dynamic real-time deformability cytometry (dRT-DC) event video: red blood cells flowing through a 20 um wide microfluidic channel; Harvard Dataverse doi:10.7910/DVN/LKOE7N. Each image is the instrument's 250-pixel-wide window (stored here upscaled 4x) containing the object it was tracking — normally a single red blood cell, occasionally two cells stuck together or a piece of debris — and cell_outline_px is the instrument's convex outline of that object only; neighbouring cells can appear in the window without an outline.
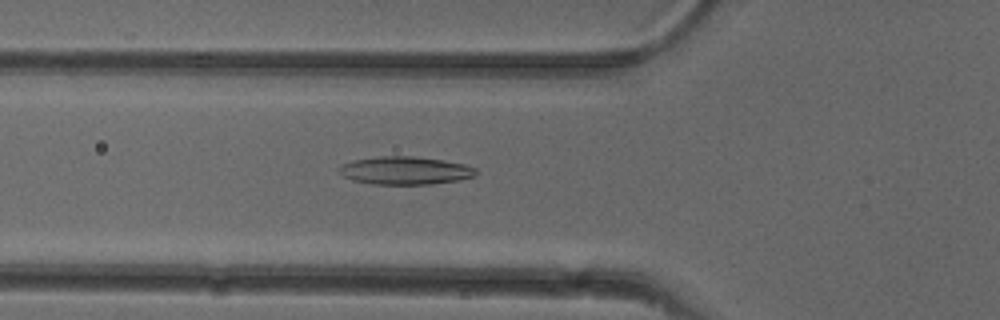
{"species": "common noctule bat (a hibernating species)", "species_latin": "Nyctalus noctula", "temperature_condition": "cold", "stored_images_in_passage": 50, "camera_frame_rate_fps": 3000, "um_per_image_px": 0.085, "animal": {"sex": "female"}, "frame": {"image": 1, "passage_image": 17, "time_ms": 5.333, "image_size_px": [1000, 320], "cell_outline_px": [[480, 172], [472, 176], [460, 180], [432, 184], [372, 184], [352, 180], [344, 176], [336, 168], [340, 164], [356, 160], [380, 156], [412, 156], [440, 160], [464, 164], [476, 168]], "centroid_in_image_um": [34.43, 14.5], "position_along_channel_um": 91.4, "area_um2": 22.25}}
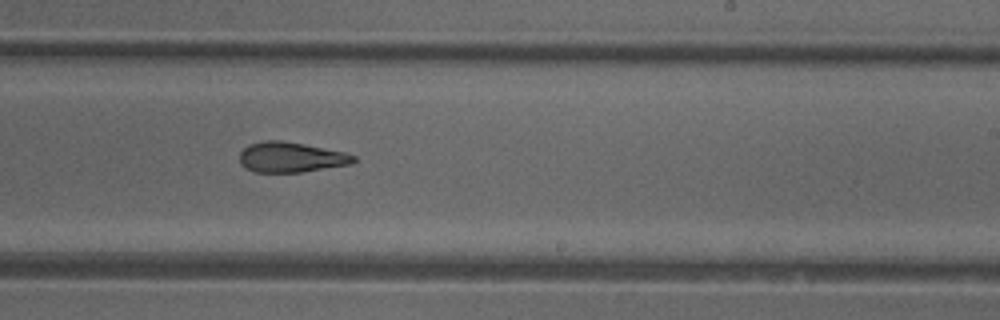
{"frame": {"image": 2, "passage_image": 30, "time_ms": 9.667, "image_size_px": [1000, 320], "cell_outline_px": [[356, 160], [352, 164], [300, 172], [256, 172], [240, 164], [240, 152], [248, 144], [264, 140], [280, 140], [304, 144], [344, 152], [356, 156]], "centroid_in_image_um": [24.73, 13.35], "position_along_channel_um": 264.3, "area_um2": 20.0}}
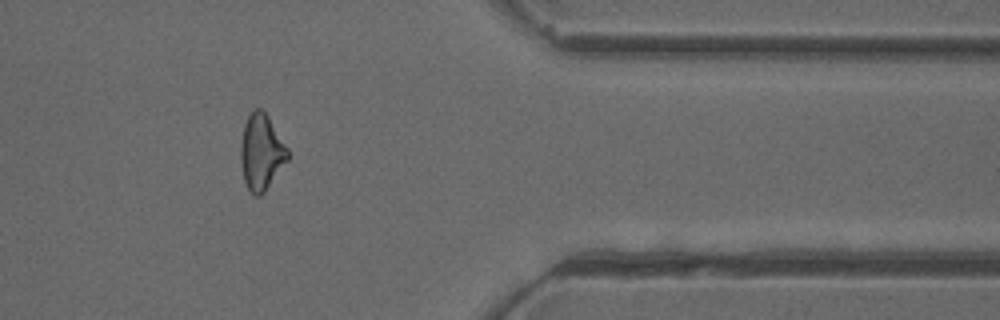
{"frame": {"image": 3, "passage_image": 41, "time_ms": 13.333, "image_size_px": [1000, 320], "cell_outline_px": [[288, 160], [264, 192], [260, 196], [256, 196], [248, 188], [244, 180], [240, 160], [240, 144], [244, 124], [248, 116], [256, 108], [260, 108], [268, 116], [288, 148]], "centroid_in_image_um": [22.21, 12.93], "position_along_channel_um": 389.2, "area_um2": 20.63}, "authors_computed_cell_mechanics": {"area_um2": 21.2126, "velocity_mm_per_s": 3.9703, "shape_relaxation_time_tau1_ms": 8.7874, "shape_relaxation_time_tau2_ms": 4.6287, "deformation_change_tau1": 0.2392, "deformation_change_tau2": 0.1469}}